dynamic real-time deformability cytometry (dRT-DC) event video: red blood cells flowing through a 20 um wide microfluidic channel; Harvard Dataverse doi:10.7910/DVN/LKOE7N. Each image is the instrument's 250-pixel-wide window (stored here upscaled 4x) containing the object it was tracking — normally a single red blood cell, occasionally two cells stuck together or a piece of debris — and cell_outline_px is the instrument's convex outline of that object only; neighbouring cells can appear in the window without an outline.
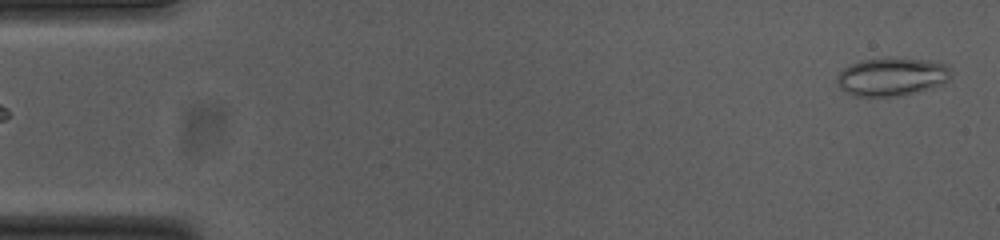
{"species": "common noctule bat (a hibernating species)", "species_latin": "Nyctalus noctula", "temperature_condition": "cold", "stored_images_in_passage": 54, "camera_frame_rate_fps": 3000, "um_per_image_px": 0.085, "animal": {"sex": "female", "body_mass_g": 23.0, "forearm_length_mm": 53.4}, "frame": {"image": 1, "passage_image": 2, "time_ms": 0.333, "image_size_px": [1000, 240], "cell_outline_px": [[948, 80], [944, 84], [932, 88], [916, 92], [896, 96], [852, 96], [844, 92], [840, 88], [836, 80], [840, 72], [848, 64], [860, 60], [888, 56], [892, 56], [928, 60], [944, 64], [948, 68]], "centroid_in_image_um": [75.75, 6.5], "position_along_channel_um": 9.3, "area_um2": 25.78}}
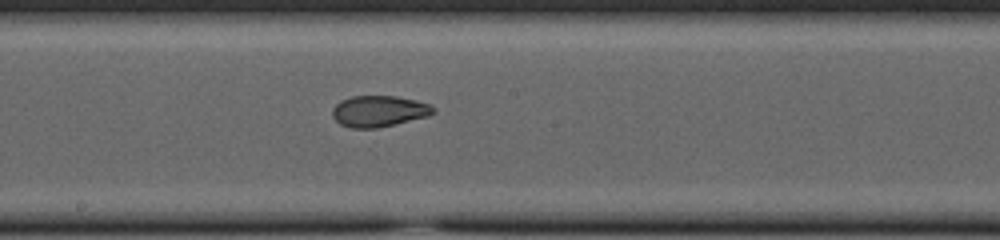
{"frame": {"image": 2, "passage_image": 29, "time_ms": 9.333, "image_size_px": [1000, 240], "cell_outline_px": [[436, 112], [428, 116], [376, 128], [352, 128], [340, 124], [332, 116], [332, 108], [340, 100], [352, 96], [396, 96], [416, 100], [432, 104], [436, 108]], "centroid_in_image_um": [32.22, 9.44], "position_along_channel_um": 216.0, "area_um2": 18.44}}
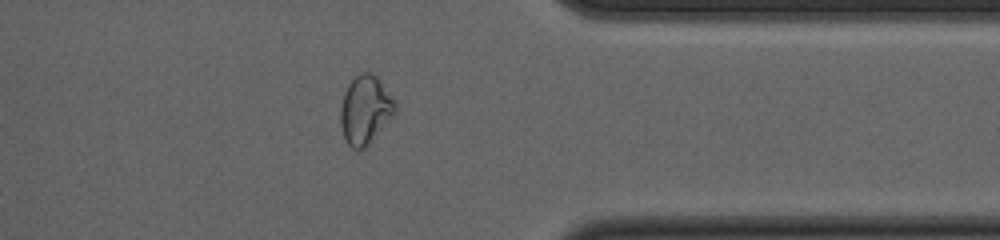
{"frame": {"image": 3, "passage_image": 43, "time_ms": 14.0, "image_size_px": [1000, 240], "cell_outline_px": [[396, 112], [368, 144], [364, 148], [352, 148], [348, 144], [344, 136], [340, 124], [340, 108], [344, 92], [348, 84], [360, 72], [372, 72], [380, 80], [396, 104]], "centroid_in_image_um": [31.03, 9.31], "position_along_channel_um": 380.4, "area_um2": 21.5}, "authors_computed_cell_mechanics": {"area_um2": 21.6172, "velocity_mm_per_s": 3.7463, "shape_relaxation_time_tau1_ms": null, "shape_relaxation_time_tau2_ms": 1.6885, "deformation_change_tau1": null, "deformation_change_tau2": 0.0761}}